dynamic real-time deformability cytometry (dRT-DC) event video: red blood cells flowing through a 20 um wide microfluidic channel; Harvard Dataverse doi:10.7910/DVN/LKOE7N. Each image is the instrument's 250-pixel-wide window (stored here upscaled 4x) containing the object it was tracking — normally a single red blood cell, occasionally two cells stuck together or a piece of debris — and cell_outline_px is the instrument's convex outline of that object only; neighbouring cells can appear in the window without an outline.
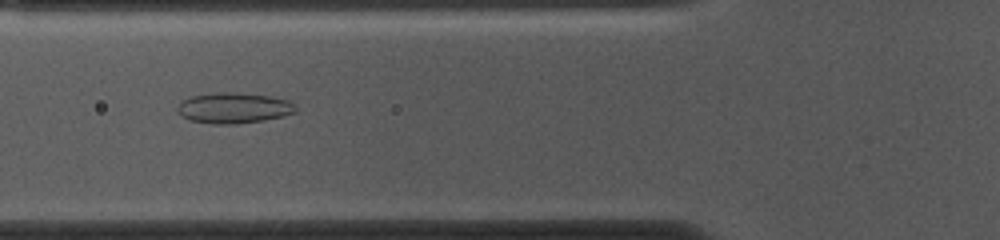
{"species": "common noctule bat (a hibernating species)", "species_latin": "Nyctalus noctula", "temperature_condition": "cold", "stored_images_in_passage": 53, "camera_frame_rate_fps": 3000, "um_per_image_px": 0.085, "animal": {"sex": "female", "body_mass_g": 10.0, "forearm_length_mm": 53.1}, "frame": {"image": 1, "passage_image": 18, "time_ms": 5.667, "image_size_px": [1000, 240], "cell_outline_px": [[296, 112], [284, 116], [264, 120], [236, 124], [212, 124], [192, 120], [180, 116], [176, 112], [176, 108], [184, 100], [192, 96], [216, 92], [236, 92], [272, 96], [288, 100], [296, 104]], "centroid_in_image_um": [19.89, 9.17], "position_along_channel_um": 105.9, "area_um2": 21.33}}
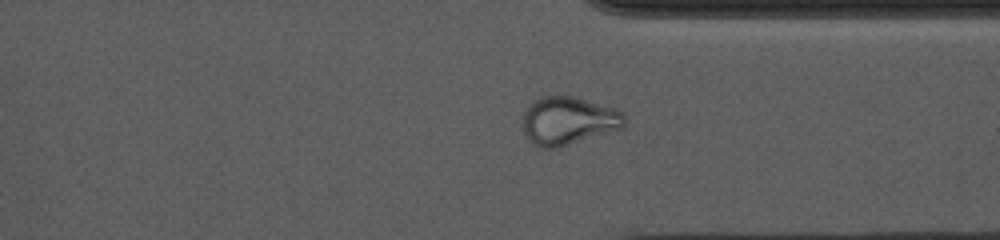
{"frame": {"image": 2, "passage_image": 39, "time_ms": 12.667, "image_size_px": [1000, 240], "cell_outline_px": [[628, 120], [624, 128], [556, 148], [540, 148], [532, 144], [528, 140], [524, 132], [524, 112], [528, 104], [532, 100], [540, 96], [556, 92], [572, 96], [616, 108], [624, 112]], "centroid_in_image_um": [48.32, 10.22], "position_along_channel_um": 363.1, "area_um2": 29.36}}
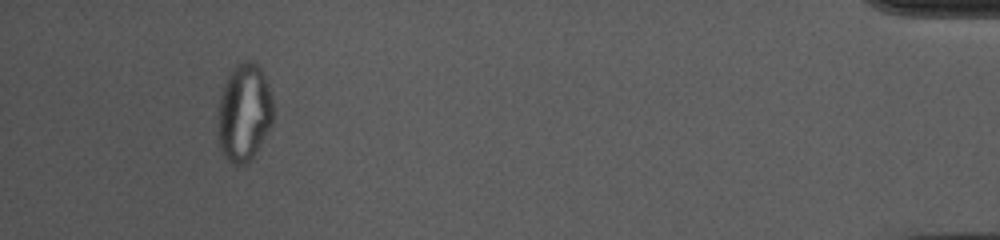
{"frame": {"image": 3, "passage_image": 49, "time_ms": 16.0, "image_size_px": [1000, 240], "cell_outline_px": [[272, 124], [252, 156], [244, 164], [232, 164], [224, 156], [220, 148], [216, 136], [216, 116], [220, 96], [224, 84], [232, 68], [240, 60], [256, 60], [268, 84], [272, 96]], "centroid_in_image_um": [20.7, 9.53], "position_along_channel_um": 414.5, "area_um2": 31.91}, "authors_computed_cell_mechanics": {"area_um2": 26.2412, "velocity_mm_per_s": 3.6881, "shape_relaxation_time_tau1_ms": null, "shape_relaxation_time_tau2_ms": 1.7751, "deformation_change_tau1": null, "deformation_change_tau2": 0.0474}}